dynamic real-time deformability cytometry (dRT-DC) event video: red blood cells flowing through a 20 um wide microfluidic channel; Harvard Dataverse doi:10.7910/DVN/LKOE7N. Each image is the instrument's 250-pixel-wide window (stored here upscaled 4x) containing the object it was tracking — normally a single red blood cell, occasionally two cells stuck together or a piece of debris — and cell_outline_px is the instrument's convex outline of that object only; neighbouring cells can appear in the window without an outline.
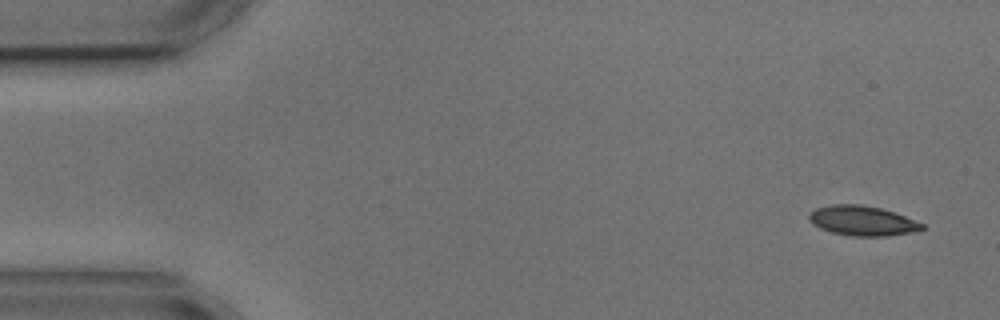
{"species": "common noctule bat (a hibernating species)", "species_latin": "Nyctalus noctula", "temperature_condition": "cold", "stored_images_in_passage": 5, "camera_frame_rate_fps": 3000, "um_per_image_px": 0.085, "animal": {"sex": "male", "body_mass_g": 17.9, "forearm_length_mm": 54.2}, "frame": {"image": 1, "passage_image": 1, "time_ms": 0.0, "image_size_px": [1000, 320], "cell_outline_px": [[924, 228], [912, 232], [888, 236], [852, 236], [832, 232], [820, 228], [812, 224], [808, 220], [808, 216], [816, 208], [832, 204], [860, 204], [880, 208], [904, 216], [924, 224]], "centroid_in_image_um": [73.27, 18.76], "position_along_channel_um": 11.7, "area_um2": 19.48}}
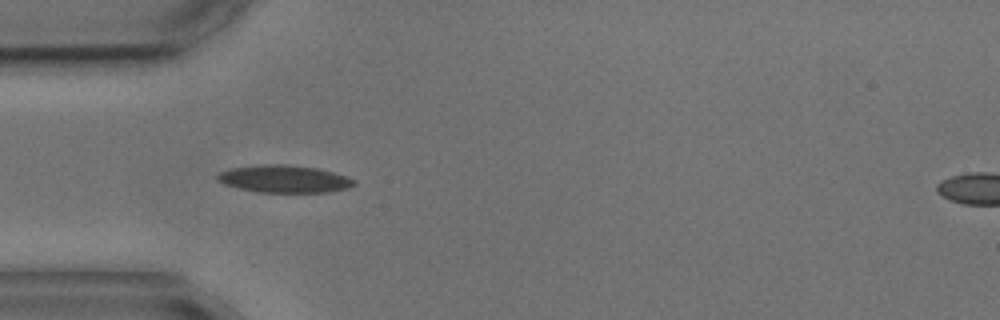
{"frame": {"image": 2, "passage_image": 4, "time_ms": 4.333, "image_size_px": [1000, 320], "cell_outline_px": [[356, 184], [348, 188], [328, 192], [256, 192], [224, 184], [216, 180], [216, 176], [220, 172], [232, 168], [260, 164], [288, 164], [316, 168], [332, 172], [356, 180]], "centroid_in_image_um": [24.14, 15.2], "position_along_channel_um": 60.9, "area_um2": 21.79}}